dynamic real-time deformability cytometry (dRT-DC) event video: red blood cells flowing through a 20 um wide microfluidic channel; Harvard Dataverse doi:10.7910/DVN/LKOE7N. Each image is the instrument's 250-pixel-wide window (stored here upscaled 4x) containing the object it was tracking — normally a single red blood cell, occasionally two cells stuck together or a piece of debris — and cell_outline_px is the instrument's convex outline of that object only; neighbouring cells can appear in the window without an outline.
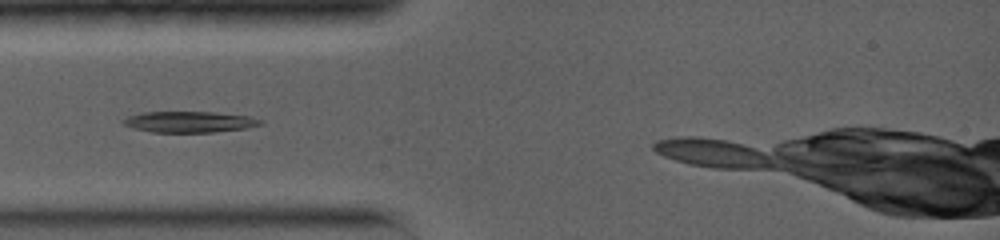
{"species": "common noctule bat (a hibernating species)", "species_latin": "Nyctalus noctula", "temperature_condition": "warm", "stored_images_in_passage": 8, "camera_frame_rate_fps": 5000, "um_per_image_px": 0.085, "animal": {"sex": "female", "body_mass_g": 19.0, "forearm_length_mm": 56.7}, "frame": {"image": 1, "passage_image": 3, "time_ms": 2.0, "image_size_px": [1000, 240], "cell_outline_px": [[264, 124], [248, 128], [216, 132], [152, 132], [132, 128], [124, 124], [120, 120], [128, 116], [140, 112], [216, 112], [248, 116], [264, 120]], "centroid_in_image_um": [16.12, 10.36], "position_along_channel_um": 68.9, "area_um2": 17.05}}
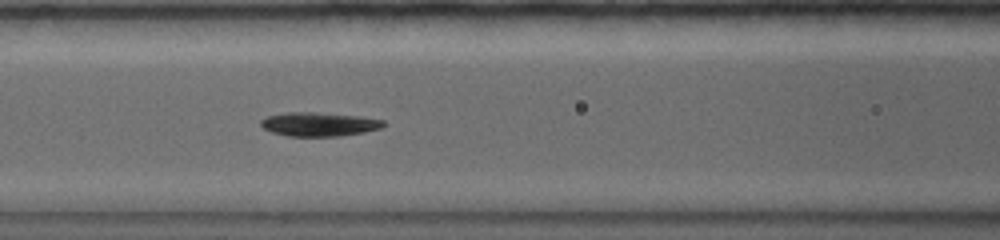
{"frame": {"image": 2, "passage_image": 5, "time_ms": 3.8, "image_size_px": [1000, 240], "cell_outline_px": [[388, 124], [380, 128], [364, 132], [340, 136], [288, 136], [272, 132], [264, 128], [260, 124], [260, 120], [268, 116], [284, 112], [316, 112], [360, 116], [384, 120]], "centroid_in_image_um": [27.14, 10.55], "position_along_channel_um": 139.5, "area_um2": 17.17}}
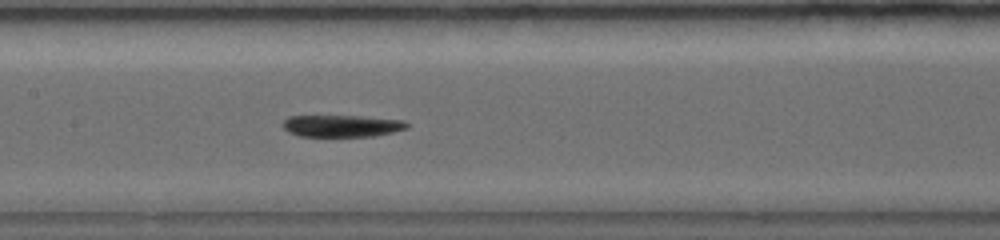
{"frame": {"image": 3, "passage_image": 6, "time_ms": 4.8, "image_size_px": [1000, 240], "cell_outline_px": [[408, 128], [392, 132], [372, 136], [300, 136], [288, 132], [280, 124], [288, 116], [360, 116], [404, 120], [408, 124]], "centroid_in_image_um": [29.03, 10.69], "position_along_channel_um": 178.4, "area_um2": 15.84}}